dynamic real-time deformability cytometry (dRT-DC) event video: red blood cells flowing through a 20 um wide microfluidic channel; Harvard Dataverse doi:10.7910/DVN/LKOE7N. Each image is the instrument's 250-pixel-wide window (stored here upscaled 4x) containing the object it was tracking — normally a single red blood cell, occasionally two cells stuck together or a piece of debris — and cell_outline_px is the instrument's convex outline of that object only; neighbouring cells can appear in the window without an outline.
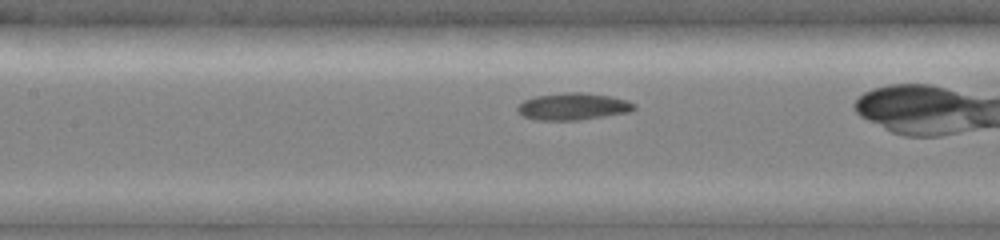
{"species": "common noctule bat (a hibernating species)", "species_latin": "Nyctalus noctula", "temperature_condition": "cold", "stored_images_in_passage": 18, "camera_frame_rate_fps": 3000, "um_per_image_px": 0.085, "animal": {"sex": "female", "body_mass_g": 19.0, "forearm_length_mm": 51.5}, "frame": {"image": 1, "passage_image": 6, "time_ms": 1.667, "image_size_px": [1000, 240], "cell_outline_px": [[636, 108], [628, 112], [604, 116], [576, 120], [536, 120], [524, 116], [516, 112], [516, 108], [524, 100], [536, 96], [564, 92], [584, 92], [612, 96], [628, 100], [636, 104]], "centroid_in_image_um": [48.71, 9.04], "position_along_channel_um": 158.7, "area_um2": 18.44}}